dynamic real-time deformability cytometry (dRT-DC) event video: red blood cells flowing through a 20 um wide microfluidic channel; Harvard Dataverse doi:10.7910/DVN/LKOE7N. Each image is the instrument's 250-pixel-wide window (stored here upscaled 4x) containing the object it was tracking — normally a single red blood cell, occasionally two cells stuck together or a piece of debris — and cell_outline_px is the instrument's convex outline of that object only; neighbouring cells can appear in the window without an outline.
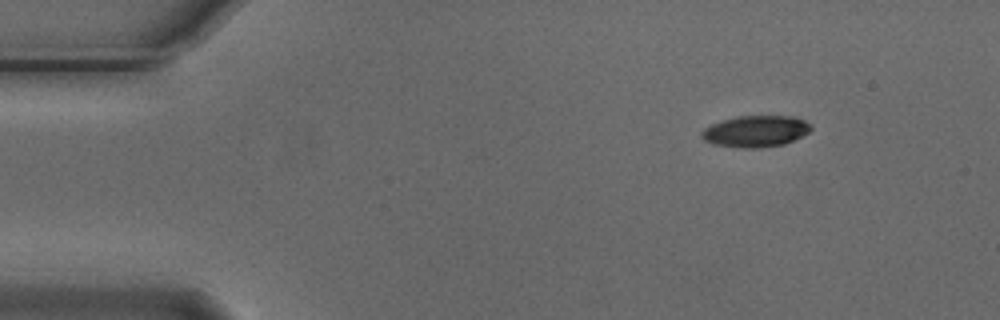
{"species": "Egyptian fruit bat (a non-hibernating species)", "species_latin": "Rousettus aegyptiacus", "temperature_condition": "cold", "stored_images_in_passage": 4, "camera_frame_rate_fps": 3000, "um_per_image_px": 0.085, "animal": {"sex": "male"}, "frame": {"image": 1, "passage_image": 1, "time_ms": 0.0, "image_size_px": [1000, 320], "cell_outline_px": [[812, 128], [808, 132], [784, 144], [760, 148], [744, 148], [712, 144], [704, 140], [700, 136], [700, 132], [704, 128], [712, 124], [736, 116], [792, 116], [804, 120]], "centroid_in_image_um": [64.18, 11.16], "position_along_channel_um": 20.8, "area_um2": 19.88}}
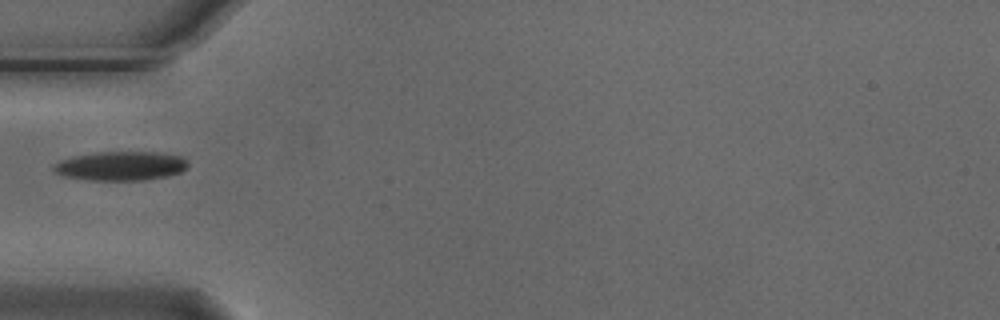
{"frame": {"image": 2, "passage_image": 4, "time_ms": 1.0, "image_size_px": [1000, 320], "cell_outline_px": [[188, 168], [180, 172], [168, 176], [144, 180], [88, 180], [64, 176], [56, 172], [52, 168], [52, 164], [60, 160], [72, 156], [100, 152], [156, 152], [184, 156], [188, 160]], "centroid_in_image_um": [10.29, 14.1], "position_along_channel_um": 74.7, "area_um2": 23.0}}